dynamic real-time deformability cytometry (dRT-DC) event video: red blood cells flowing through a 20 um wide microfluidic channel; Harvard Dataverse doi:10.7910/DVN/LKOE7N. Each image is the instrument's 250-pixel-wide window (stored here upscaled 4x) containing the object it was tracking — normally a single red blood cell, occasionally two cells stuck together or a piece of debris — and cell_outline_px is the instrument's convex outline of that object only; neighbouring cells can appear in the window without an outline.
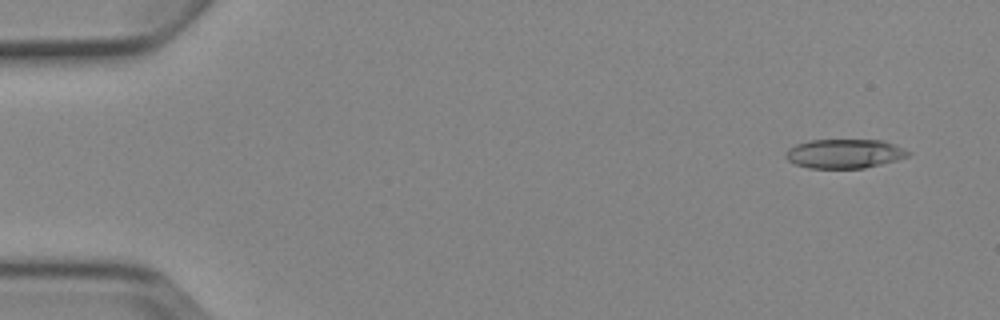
{"species": "Egyptian fruit bat (a non-hibernating species)", "species_latin": "Rousettus aegyptiacus", "temperature_condition": "cold", "stored_images_in_passage": 8, "camera_frame_rate_fps": 3000, "um_per_image_px": 0.085, "animal": {"sex": "female"}, "frame": {"image": 1, "passage_image": 1, "time_ms": 0.0, "image_size_px": [1000, 320], "cell_outline_px": [[912, 152], [908, 156], [896, 160], [864, 168], [808, 168], [796, 164], [788, 160], [784, 156], [784, 152], [788, 148], [796, 144], [808, 140], [884, 140], [896, 144]], "centroid_in_image_um": [71.77, 13.05], "position_along_channel_um": 13.2, "area_um2": 20.98}}
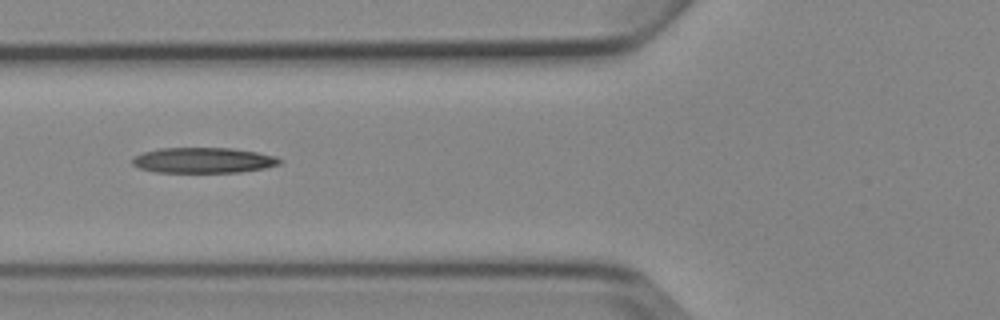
{"frame": {"image": 2, "passage_image": 6, "time_ms": 5.667, "image_size_px": [1000, 320], "cell_outline_px": [[284, 160], [280, 164], [264, 168], [240, 172], [156, 172], [140, 168], [132, 164], [132, 160], [136, 156], [144, 152], [160, 148], [232, 148], [256, 152], [276, 156]], "centroid_in_image_um": [17.32, 13.62], "position_along_channel_um": 108.5, "area_um2": 21.79}}
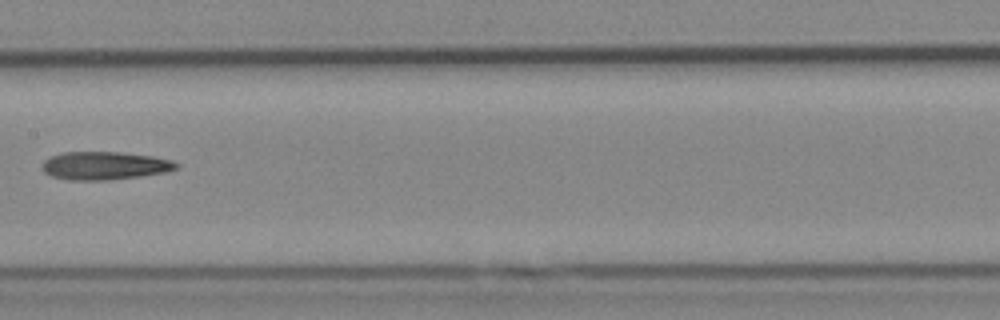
{"frame": {"image": 3, "passage_image": 8, "time_ms": 8.0, "image_size_px": [1000, 320], "cell_outline_px": [[180, 168], [168, 172], [140, 176], [108, 180], [68, 180], [52, 176], [44, 172], [40, 168], [40, 164], [48, 156], [60, 152], [120, 152], [152, 156], [172, 160], [180, 164]], "centroid_in_image_um": [8.88, 14.08], "position_along_channel_um": 198.5, "area_um2": 22.37}}